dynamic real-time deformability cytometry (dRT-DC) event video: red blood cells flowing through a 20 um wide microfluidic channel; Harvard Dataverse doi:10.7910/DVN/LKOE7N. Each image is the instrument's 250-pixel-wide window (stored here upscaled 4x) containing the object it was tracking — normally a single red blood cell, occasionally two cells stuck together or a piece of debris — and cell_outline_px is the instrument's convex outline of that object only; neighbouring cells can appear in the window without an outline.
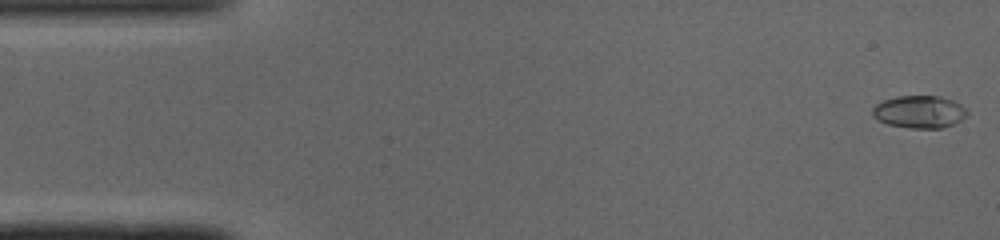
{"species": "common noctule bat (a hibernating species)", "species_latin": "Nyctalus noctula", "temperature_condition": "cold", "stored_images_in_passage": 46, "camera_frame_rate_fps": 3000, "um_per_image_px": 0.085, "animal": {"sex": "male", "body_mass_g": 19.0, "forearm_length_mm": 50.8}, "frame": {"image": 1, "passage_image": 1, "time_ms": 0.0, "image_size_px": [1000, 240], "cell_outline_px": [[968, 116], [956, 124], [940, 128], [908, 128], [888, 124], [872, 116], [872, 108], [876, 104], [884, 100], [896, 96], [940, 96], [952, 100], [960, 104], [968, 112]], "centroid_in_image_um": [78.17, 9.51], "position_along_channel_um": 6.8, "area_um2": 18.03}}
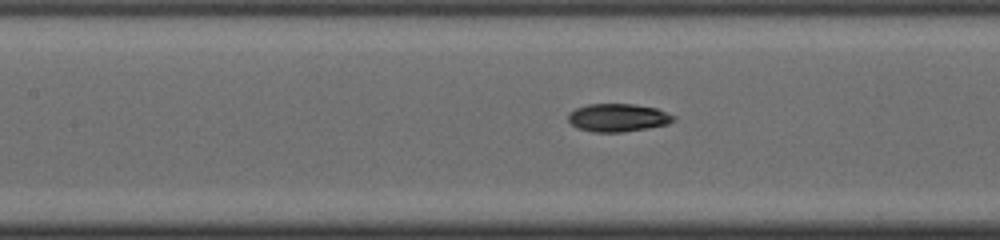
{"frame": {"image": 2, "passage_image": 21, "time_ms": 6.667, "image_size_px": [1000, 240], "cell_outline_px": [[676, 120], [668, 124], [648, 128], [624, 132], [592, 132], [576, 128], [568, 120], [568, 112], [576, 108], [588, 104], [632, 104], [656, 108], [676, 116]], "centroid_in_image_um": [52.52, 10.01], "position_along_channel_um": 154.9, "area_um2": 17.34}}
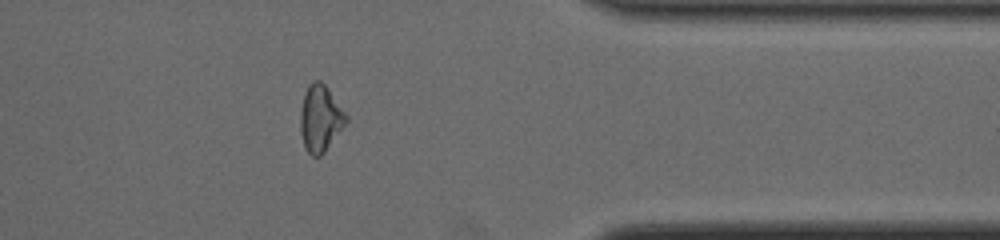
{"frame": {"image": 3, "passage_image": 39, "time_ms": 12.667, "image_size_px": [1000, 240], "cell_outline_px": [[348, 120], [324, 152], [320, 156], [312, 156], [308, 152], [304, 144], [300, 132], [300, 112], [304, 96], [308, 84], [312, 80], [320, 80], [328, 88], [348, 116]], "centroid_in_image_um": [27.22, 10.04], "position_along_channel_um": 384.2, "area_um2": 17.57}}